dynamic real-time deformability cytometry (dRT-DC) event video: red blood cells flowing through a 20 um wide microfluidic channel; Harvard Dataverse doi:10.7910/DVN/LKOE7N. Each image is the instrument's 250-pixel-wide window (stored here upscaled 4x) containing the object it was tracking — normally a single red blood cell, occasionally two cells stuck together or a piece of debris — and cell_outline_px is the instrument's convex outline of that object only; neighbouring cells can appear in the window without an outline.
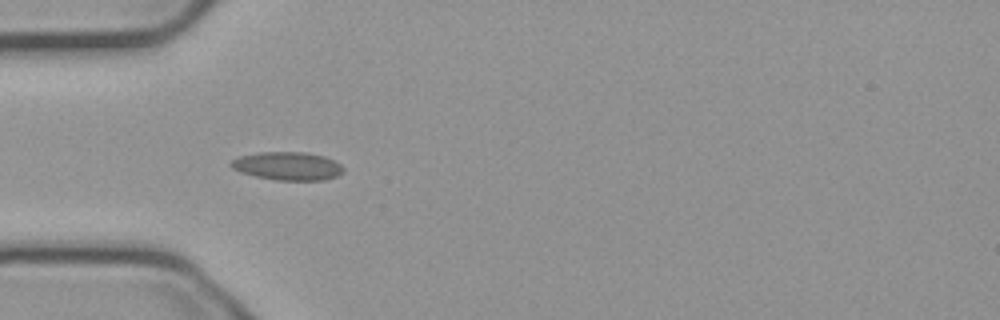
{"species": "common noctule bat (a hibernating species)", "species_latin": "Nyctalus noctula", "temperature_condition": "cold", "stored_images_in_passage": 10, "camera_frame_rate_fps": 3000, "um_per_image_px": 0.085, "animal": {"sex": "male", "body_mass_g": 23.1, "forearm_length_mm": 52.7}, "frame": {"image": 1, "passage_image": 4, "time_ms": 1.0, "image_size_px": [1000, 320], "cell_outline_px": [[344, 172], [336, 176], [324, 180], [276, 180], [256, 176], [240, 172], [232, 168], [228, 164], [232, 160], [240, 156], [260, 152], [304, 152], [324, 156], [340, 164], [344, 168]], "centroid_in_image_um": [24.44, 14.11], "position_along_channel_um": 60.6, "area_um2": 18.44}}